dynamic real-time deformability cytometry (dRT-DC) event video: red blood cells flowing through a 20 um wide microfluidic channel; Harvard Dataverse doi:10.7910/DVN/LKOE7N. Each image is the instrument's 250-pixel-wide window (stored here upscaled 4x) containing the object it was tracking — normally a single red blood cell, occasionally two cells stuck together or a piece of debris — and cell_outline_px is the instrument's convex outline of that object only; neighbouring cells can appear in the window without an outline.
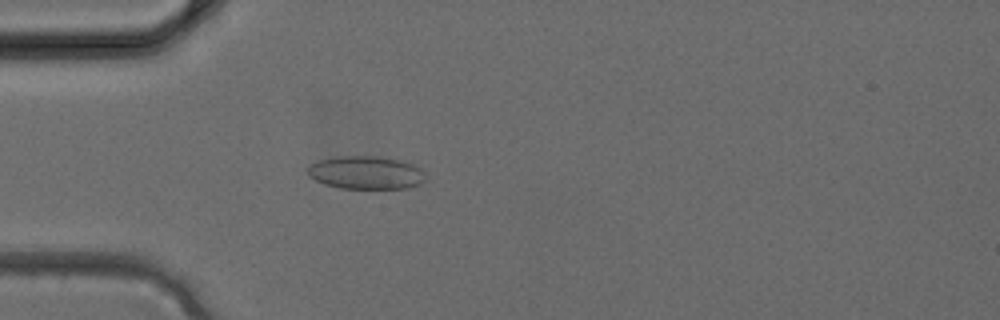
{"species": "common noctule bat (a hibernating species)", "species_latin": "Nyctalus noctula", "temperature_condition": "cold", "stored_images_in_passage": 2, "camera_frame_rate_fps": 3000, "um_per_image_px": 0.085, "animal": {"sex": "female", "body_mass_g": 24.6, "forearm_length_mm": 56.2}, "frame": {"image": 1, "passage_image": 2, "time_ms": 0.333, "image_size_px": [1000, 320], "cell_outline_px": [[424, 180], [420, 184], [408, 188], [340, 188], [324, 184], [308, 176], [308, 168], [312, 164], [320, 160], [336, 156], [380, 156], [412, 164], [420, 168], [424, 172]], "centroid_in_image_um": [31.1, 14.67], "position_along_channel_um": 53.9, "area_um2": 22.54}}